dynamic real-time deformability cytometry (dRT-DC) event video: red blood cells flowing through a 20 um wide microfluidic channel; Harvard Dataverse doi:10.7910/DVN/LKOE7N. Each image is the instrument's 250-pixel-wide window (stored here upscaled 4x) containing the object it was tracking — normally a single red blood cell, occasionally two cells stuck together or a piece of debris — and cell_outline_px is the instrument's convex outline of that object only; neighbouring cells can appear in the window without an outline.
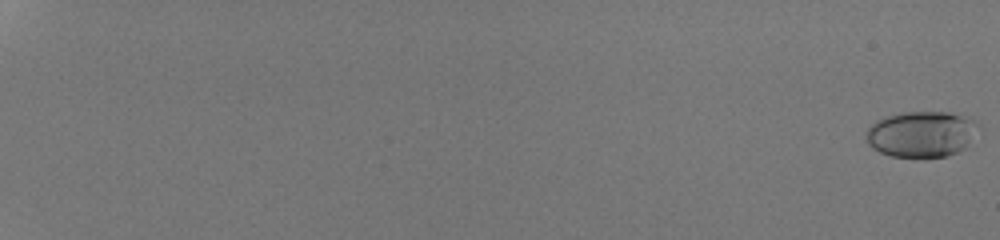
{"species": "human", "species_latin": "Homo sapiens", "temperature_condition": "room temperature", "stored_images_in_passage": 55, "camera_frame_rate_fps": 3000, "um_per_image_px": 0.085, "donor": {"sex": "male"}, "frame": {"image": 1, "passage_image": 1, "time_ms": 0.0, "image_size_px": [1000, 240], "cell_outline_px": [[980, 124], [964, 148], [948, 156], [892, 156], [880, 152], [872, 148], [868, 144], [864, 132], [876, 120], [900, 112], [948, 112], [976, 120]], "centroid_in_image_um": [78.28, 11.38], "position_along_channel_um": 6.7, "area_um2": 29.77}}
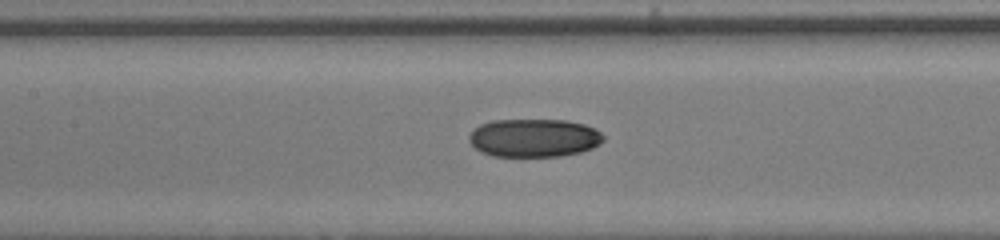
{"frame": {"image": 2, "passage_image": 32, "time_ms": 10.333, "image_size_px": [1000, 240], "cell_outline_px": [[604, 140], [600, 144], [592, 148], [580, 152], [560, 156], [492, 156], [480, 152], [468, 140], [468, 136], [480, 124], [492, 120], [568, 120], [584, 124], [596, 128], [604, 136]], "centroid_in_image_um": [45.41, 11.72], "position_along_channel_um": 162.0, "area_um2": 30.06}}
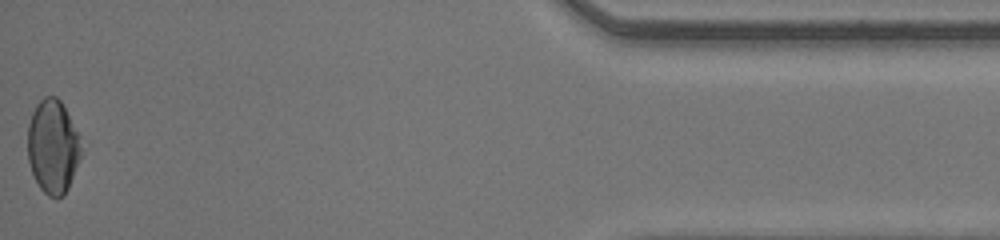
{"frame": {"image": 3, "passage_image": 55, "time_ms": 18.0, "image_size_px": [1000, 240], "cell_outline_px": [[80, 156], [68, 188], [64, 196], [48, 196], [40, 188], [32, 172], [28, 160], [28, 124], [32, 112], [36, 104], [44, 96], [56, 96], [60, 100], [76, 132], [80, 148]], "centroid_in_image_um": [4.45, 12.46], "position_along_channel_um": 430.8, "area_um2": 28.5}, "authors_computed_cell_mechanics": {"area_um2": 29.3046, "velocity_mm_per_s": 4.2841, "shape_relaxation_time_tau1_ms": 6.0878, "shape_relaxation_time_tau2_ms": 4.3131, "deformation_change_tau1": 0.1554, "deformation_change_tau2": 0.0725}}